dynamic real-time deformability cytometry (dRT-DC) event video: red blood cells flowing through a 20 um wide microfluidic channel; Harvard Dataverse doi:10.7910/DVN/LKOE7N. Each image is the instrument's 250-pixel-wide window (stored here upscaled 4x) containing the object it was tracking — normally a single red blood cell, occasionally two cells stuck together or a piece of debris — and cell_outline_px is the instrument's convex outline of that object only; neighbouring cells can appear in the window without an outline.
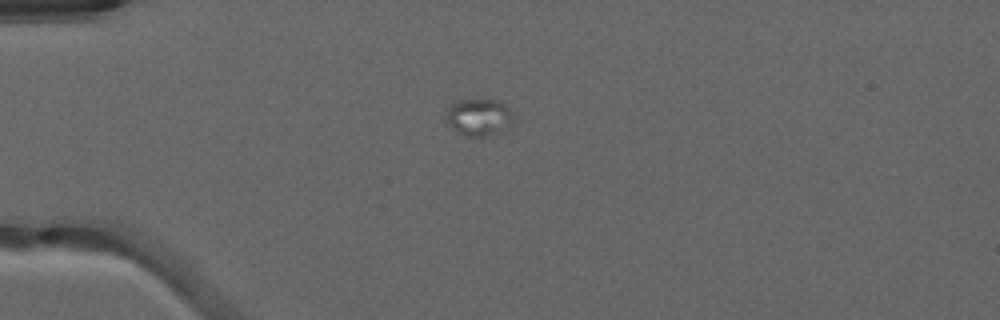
{"species": "common noctule bat (a hibernating species)", "species_latin": "Nyctalus noctula", "temperature_condition": "warm", "stored_images_in_passage": 40, "camera_frame_rate_fps": 3000, "um_per_image_px": 0.085, "animal": {"sex": "male", "forearm_length_mm": 52.5}, "frame": {"image": 1, "passage_image": 3, "time_ms": 0.667, "image_size_px": [1000, 320], "cell_outline_px": [[512, 120], [508, 124], [496, 132], [484, 136], [464, 136], [456, 132], [448, 124], [448, 112], [452, 104], [460, 100], [500, 100], [508, 108], [512, 116]], "centroid_in_image_um": [40.67, 9.95], "position_along_channel_um": 44.3, "area_um2": 13.87}}
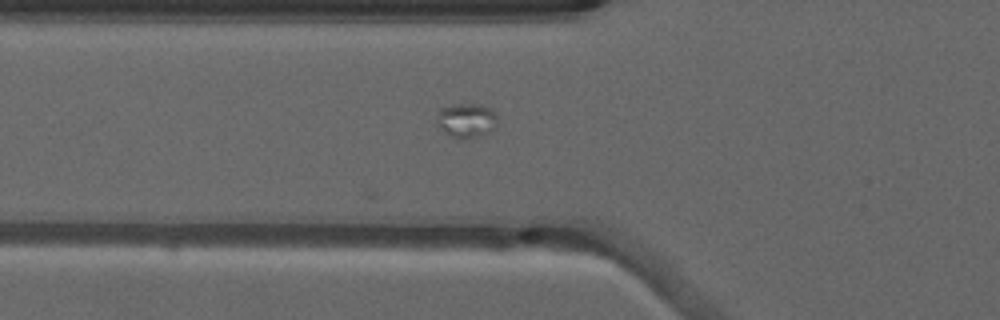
{"frame": {"image": 2, "passage_image": 8, "time_ms": 2.333, "image_size_px": [1000, 320], "cell_outline_px": [[500, 120], [496, 128], [480, 136], [460, 140], [456, 140], [440, 124], [436, 112], [440, 108], [452, 104], [480, 104], [488, 108]], "centroid_in_image_um": [39.7, 10.23], "position_along_channel_um": 86.1, "area_um2": 12.08}}
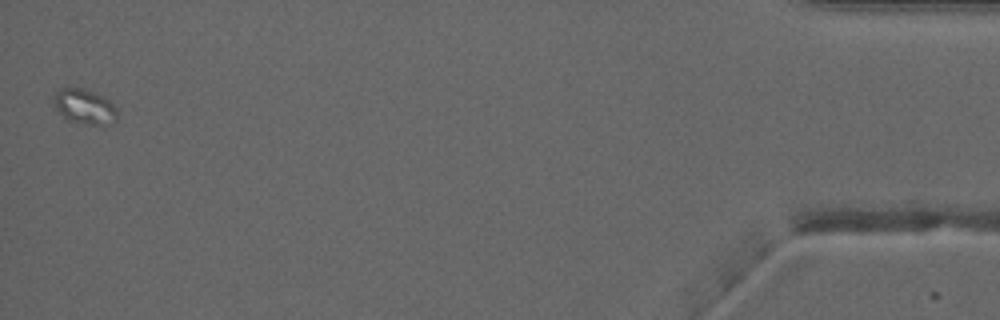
{"frame": {"image": 3, "passage_image": 40, "time_ms": 13.0, "image_size_px": [1000, 320], "cell_outline_px": [[116, 120], [104, 124], [84, 124], [68, 120], [52, 104], [52, 100], [56, 92], [60, 88], [84, 88], [104, 96], [116, 108]], "centroid_in_image_um": [7.15, 9.03], "position_along_channel_um": 428.0, "area_um2": 12.77}}